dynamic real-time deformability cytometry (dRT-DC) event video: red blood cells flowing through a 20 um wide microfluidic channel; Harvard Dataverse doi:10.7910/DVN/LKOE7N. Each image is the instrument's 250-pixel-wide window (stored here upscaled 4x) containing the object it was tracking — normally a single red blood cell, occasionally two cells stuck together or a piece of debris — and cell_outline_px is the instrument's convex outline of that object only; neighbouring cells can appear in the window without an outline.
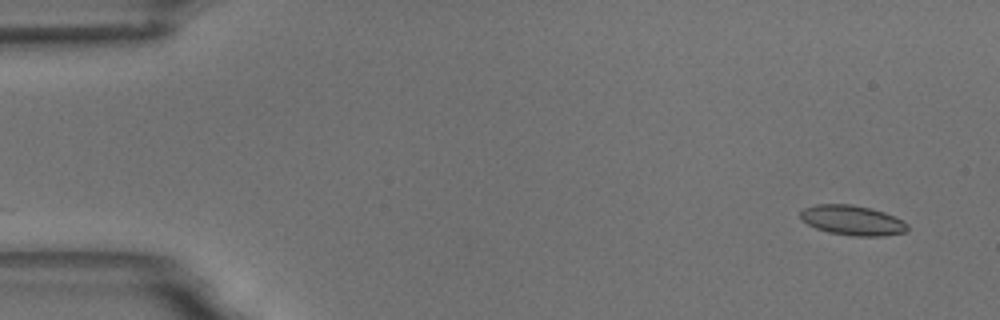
{"species": "common noctule bat (a hibernating species)", "species_latin": "Nyctalus noctula", "temperature_condition": "room temperature", "stored_images_in_passage": 53, "camera_frame_rate_fps": 3000, "um_per_image_px": 0.085, "animal": {"sex": "male", "body_mass_g": 18.8}, "frame": {"image": 1, "passage_image": 1, "time_ms": 0.0, "image_size_px": [1000, 320], "cell_outline_px": [[908, 228], [904, 232], [884, 236], [852, 236], [828, 232], [816, 228], [800, 220], [800, 212], [804, 208], [816, 204], [852, 204], [884, 212], [908, 224]], "centroid_in_image_um": [72.41, 18.73], "position_along_channel_um": 12.6, "area_um2": 18.55}}
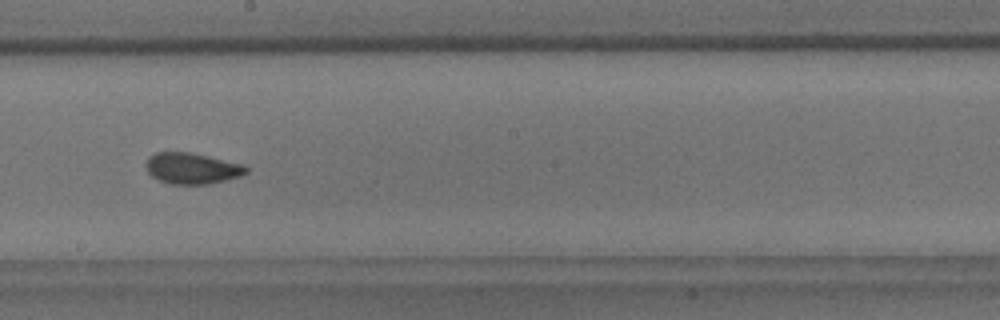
{"frame": {"image": 2, "passage_image": 29, "time_ms": 9.333, "image_size_px": [1000, 320], "cell_outline_px": [[248, 172], [240, 176], [208, 184], [168, 184], [152, 176], [148, 172], [144, 164], [148, 156], [156, 152], [188, 152], [244, 164], [248, 168]], "centroid_in_image_um": [16.29, 14.31], "position_along_channel_um": 231.9, "area_um2": 18.15}}
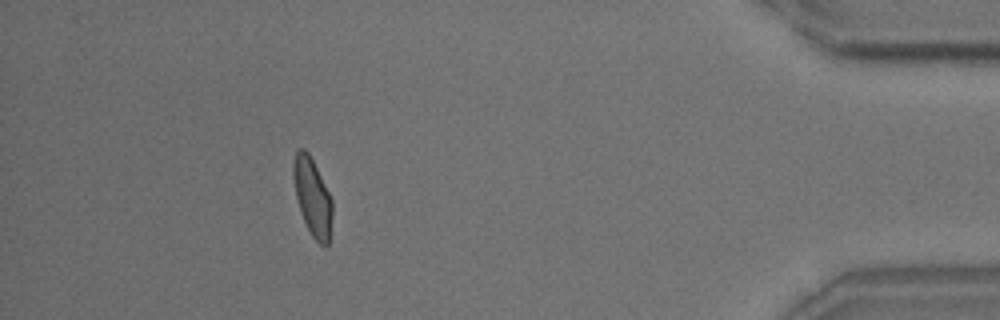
{"frame": {"image": 3, "passage_image": 48, "time_ms": 15.667, "image_size_px": [1000, 320], "cell_outline_px": [[332, 216], [328, 244], [320, 244], [312, 236], [300, 212], [296, 196], [292, 176], [292, 164], [296, 152], [300, 148], [304, 148], [308, 152], [332, 200]], "centroid_in_image_um": [26.53, 16.72], "position_along_channel_um": 408.7, "area_um2": 17.28}, "authors_computed_cell_mechanics": {"area_um2": 18.0914, "velocity_mm_per_s": 3.631, "shape_relaxation_time_tau1_ms": 4.3027, "shape_relaxation_time_tau2_ms": 1.0861, "deformation_change_tau1": 0.1325, "deformation_change_tau2": 0.0641}}